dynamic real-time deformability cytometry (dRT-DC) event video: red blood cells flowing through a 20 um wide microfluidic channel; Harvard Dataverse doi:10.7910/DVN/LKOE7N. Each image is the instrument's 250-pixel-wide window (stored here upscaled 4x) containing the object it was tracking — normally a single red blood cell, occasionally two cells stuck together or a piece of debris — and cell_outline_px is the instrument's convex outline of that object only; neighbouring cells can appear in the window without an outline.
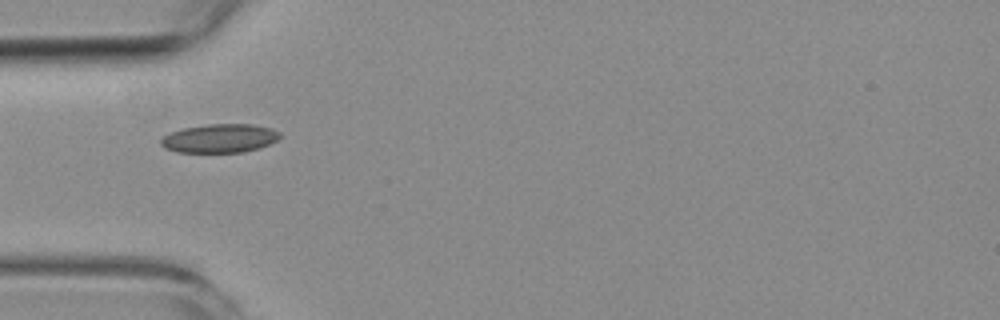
{"species": "common noctule bat (a hibernating species)", "species_latin": "Nyctalus noctula", "temperature_condition": "room temperature", "stored_images_in_passage": 6, "camera_frame_rate_fps": 3000, "um_per_image_px": 0.085, "animal": {"sex": "female", "body_mass_g": 19.3, "forearm_length_mm": 54.1}, "frame": {"image": 1, "passage_image": 2, "time_ms": 1.333, "image_size_px": [1000, 320], "cell_outline_px": [[280, 136], [276, 140], [268, 144], [244, 152], [176, 152], [164, 148], [160, 144], [160, 140], [164, 136], [172, 132], [184, 128], [208, 124], [252, 124], [272, 128], [280, 132]], "centroid_in_image_um": [18.66, 11.75], "position_along_channel_um": 66.3, "area_um2": 19.77}}
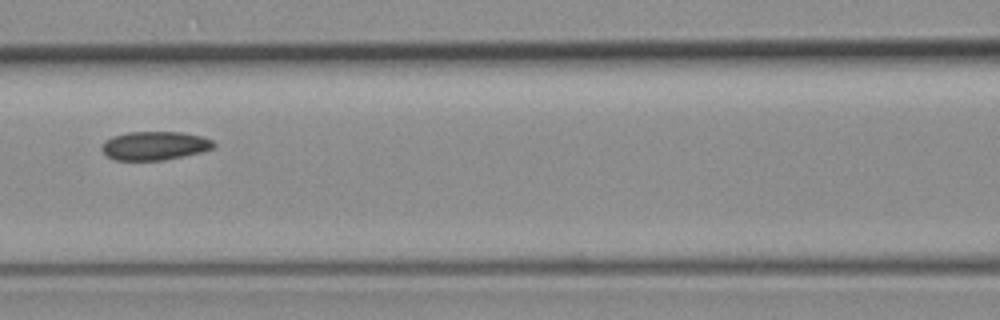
{"frame": {"image": 2, "passage_image": 4, "time_ms": 3.667, "image_size_px": [1000, 320], "cell_outline_px": [[216, 148], [184, 156], [164, 160], [112, 160], [100, 148], [104, 140], [112, 136], [128, 132], [184, 132], [200, 136], [212, 140], [216, 144]], "centroid_in_image_um": [13.14, 12.38], "position_along_channel_um": 153.5, "area_um2": 18.84}}
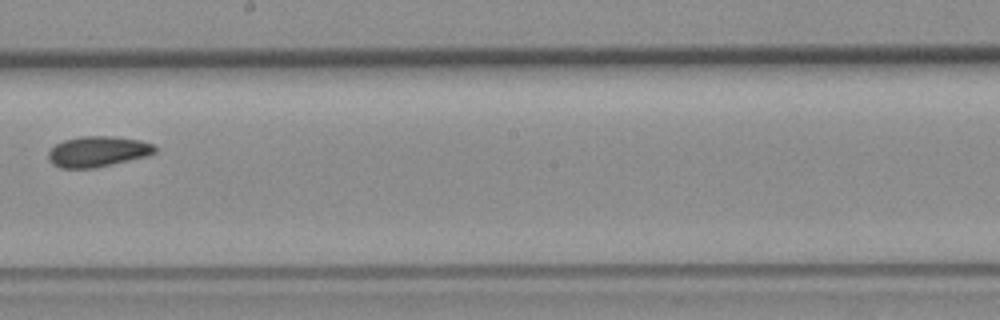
{"frame": {"image": 3, "passage_image": 6, "time_ms": 6.0, "image_size_px": [1000, 320], "cell_outline_px": [[156, 152], [148, 156], [96, 168], [60, 168], [52, 164], [48, 160], [48, 152], [56, 144], [64, 140], [80, 136], [112, 136], [140, 140], [152, 144], [156, 148]], "centroid_in_image_um": [8.3, 12.89], "position_along_channel_um": 239.9, "area_um2": 19.13}}